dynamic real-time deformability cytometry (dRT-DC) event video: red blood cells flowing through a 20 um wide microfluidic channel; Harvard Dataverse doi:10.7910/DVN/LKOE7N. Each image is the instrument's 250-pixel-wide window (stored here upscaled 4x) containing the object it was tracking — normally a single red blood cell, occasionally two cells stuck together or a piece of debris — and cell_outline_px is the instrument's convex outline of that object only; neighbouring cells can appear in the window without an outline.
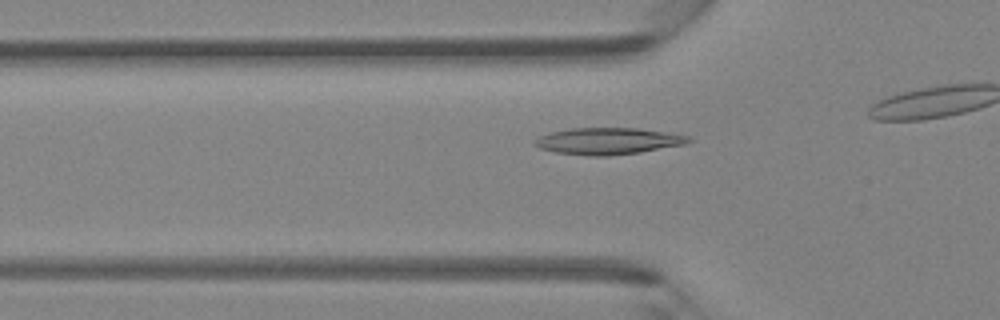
{"species": "Egyptian fruit bat (a non-hibernating species)", "species_latin": "Rousettus aegyptiacus", "temperature_condition": "room temperature", "stored_images_in_passage": 24, "camera_frame_rate_fps": 3000, "um_per_image_px": 0.085, "animal": {"sex": "female"}, "frame": {"image": 1, "passage_image": 2, "time_ms": 0.333, "image_size_px": [1000, 320], "cell_outline_px": [[692, 140], [684, 144], [640, 152], [608, 156], [588, 156], [556, 152], [540, 148], [532, 144], [540, 136], [552, 132], [572, 128], [636, 128], [688, 136]], "centroid_in_image_um": [51.65, 12.0], "position_along_channel_um": 74.2, "area_um2": 23.52}}
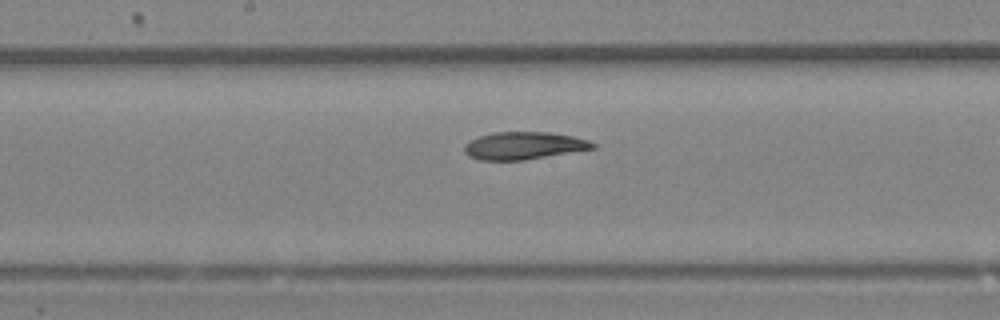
{"frame": {"image": 2, "passage_image": 11, "time_ms": 3.333, "image_size_px": [1000, 320], "cell_outline_px": [[596, 148], [524, 160], [480, 160], [468, 156], [464, 152], [464, 144], [480, 136], [492, 132], [548, 132], [572, 136], [588, 140], [596, 144]], "centroid_in_image_um": [44.51, 12.38], "position_along_channel_um": 203.7, "area_um2": 20.52}}
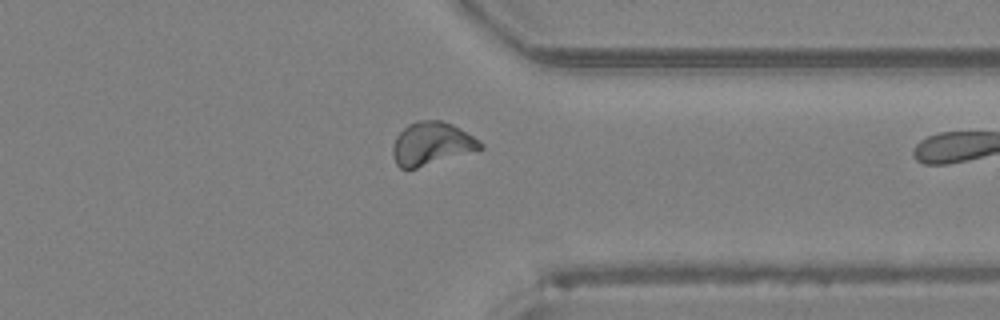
{"frame": {"image": 3, "passage_image": 23, "time_ms": 7.333, "image_size_px": [1000, 320], "cell_outline_px": [[484, 148], [416, 168], [400, 168], [396, 164], [392, 156], [392, 148], [396, 136], [408, 124], [420, 120], [440, 120], [452, 124], [480, 140], [484, 144]], "centroid_in_image_um": [36.67, 12.2], "position_along_channel_um": 374.7, "area_um2": 21.79}}